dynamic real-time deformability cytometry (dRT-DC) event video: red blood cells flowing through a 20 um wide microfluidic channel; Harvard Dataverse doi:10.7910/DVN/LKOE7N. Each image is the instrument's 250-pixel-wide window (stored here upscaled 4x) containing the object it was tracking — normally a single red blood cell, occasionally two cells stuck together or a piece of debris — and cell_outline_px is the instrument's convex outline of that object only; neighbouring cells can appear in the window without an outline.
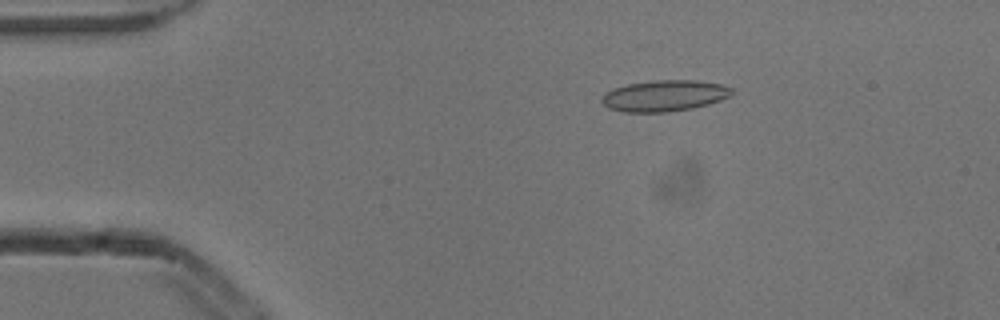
{"species": "common noctule bat (a hibernating species)", "species_latin": "Nyctalus noctula", "temperature_condition": "cold", "stored_images_in_passage": 5, "camera_frame_rate_fps": 3000, "um_per_image_px": 0.085, "animal": {"sex": "male", "body_mass_g": 13.3}, "frame": {"image": 1, "passage_image": 3, "time_ms": 0.667, "image_size_px": [1000, 320], "cell_outline_px": [[732, 96], [708, 104], [692, 108], [668, 112], [624, 112], [608, 108], [600, 100], [612, 88], [628, 84], [656, 80], [696, 80], [720, 84], [732, 88]], "centroid_in_image_um": [56.49, 8.14], "position_along_channel_um": 28.5, "area_um2": 23.52}}
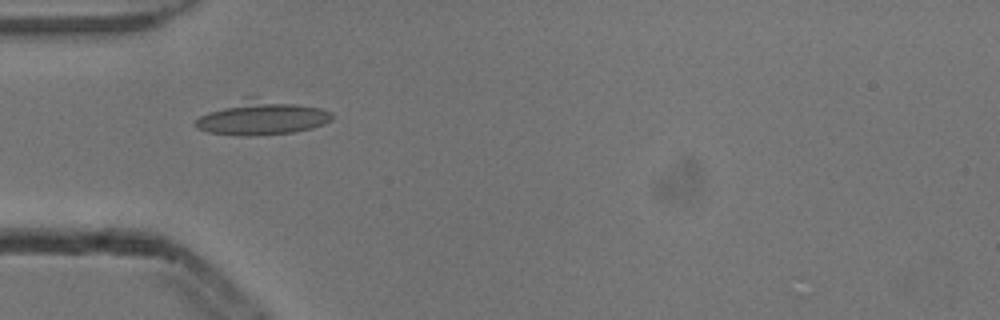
{"frame": {"image": 2, "passage_image": 5, "time_ms": 1.333, "image_size_px": [1000, 320], "cell_outline_px": [[332, 120], [324, 124], [312, 128], [292, 132], [252, 136], [248, 136], [208, 132], [196, 128], [192, 124], [200, 116], [208, 112], [244, 96], [248, 96], [320, 108], [332, 112]], "centroid_in_image_um": [22.22, 10.0], "position_along_channel_um": 62.8, "area_um2": 27.11}}